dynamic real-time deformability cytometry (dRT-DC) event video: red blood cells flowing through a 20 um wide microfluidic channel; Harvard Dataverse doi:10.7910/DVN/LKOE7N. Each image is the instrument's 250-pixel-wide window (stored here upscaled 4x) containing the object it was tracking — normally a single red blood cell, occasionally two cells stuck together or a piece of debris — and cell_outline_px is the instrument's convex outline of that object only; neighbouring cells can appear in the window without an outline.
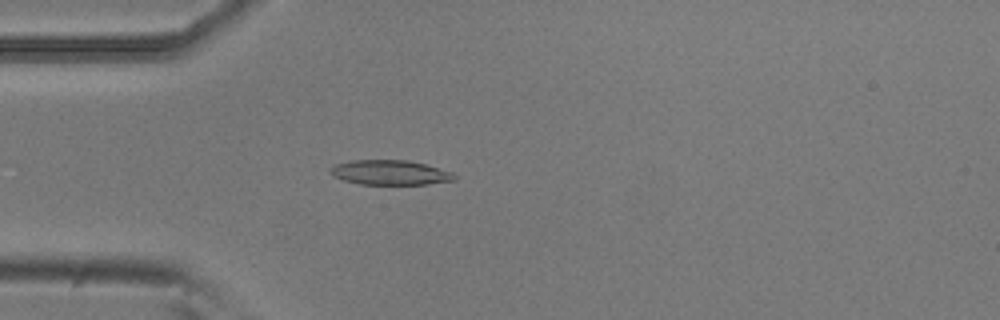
{"species": "common noctule bat (a hibernating species)", "species_latin": "Nyctalus noctula", "temperature_condition": "room temperature", "stored_images_in_passage": 39, "camera_frame_rate_fps": 3000, "um_per_image_px": 0.085, "animal": {"sex": "male", "body_mass_g": 20.5, "forearm_length_mm": 52.5}, "frame": {"image": 1, "passage_image": 6, "time_ms": 1.667, "image_size_px": [1000, 320], "cell_outline_px": [[456, 180], [428, 184], [360, 184], [344, 180], [332, 176], [328, 172], [336, 164], [352, 160], [408, 160], [424, 164], [452, 172], [456, 176]], "centroid_in_image_um": [33.15, 14.67], "position_along_channel_um": 51.8, "area_um2": 17.8}}
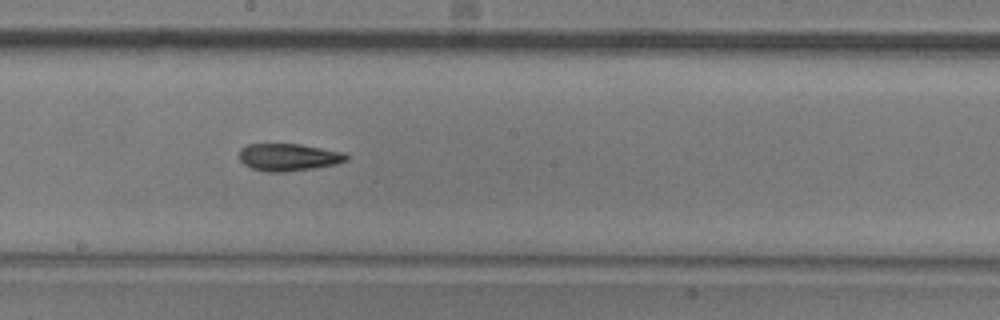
{"frame": {"image": 2, "passage_image": 20, "time_ms": 6.333, "image_size_px": [1000, 320], "cell_outline_px": [[348, 160], [336, 164], [312, 168], [284, 172], [268, 172], [252, 168], [244, 164], [240, 160], [240, 148], [248, 144], [300, 144], [344, 152], [348, 156]], "centroid_in_image_um": [24.53, 13.35], "position_along_channel_um": 223.7, "area_um2": 16.99}}
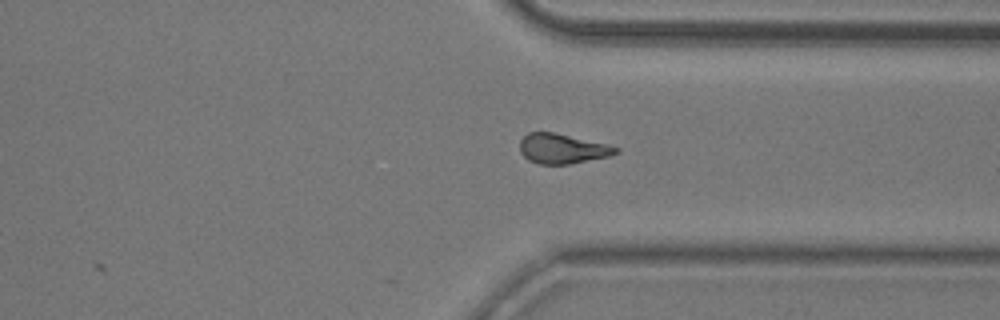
{"frame": {"image": 3, "passage_image": 31, "time_ms": 10.0, "image_size_px": [1000, 320], "cell_outline_px": [[620, 152], [608, 156], [572, 164], [536, 164], [528, 160], [520, 152], [520, 140], [528, 132], [556, 132], [608, 144], [620, 148]], "centroid_in_image_um": [47.8, 12.63], "position_along_channel_um": 363.6, "area_um2": 16.94}, "authors_computed_cell_mechanics": {"area_um2": 16.9932, "velocity_mm_per_s": 3.8365, "shape_relaxation_time_tau1_ms": 5.6587, "shape_relaxation_time_tau2_ms": 6.5138, "deformation_change_tau1": 0.1375, "deformation_change_tau2": 0.1641}}